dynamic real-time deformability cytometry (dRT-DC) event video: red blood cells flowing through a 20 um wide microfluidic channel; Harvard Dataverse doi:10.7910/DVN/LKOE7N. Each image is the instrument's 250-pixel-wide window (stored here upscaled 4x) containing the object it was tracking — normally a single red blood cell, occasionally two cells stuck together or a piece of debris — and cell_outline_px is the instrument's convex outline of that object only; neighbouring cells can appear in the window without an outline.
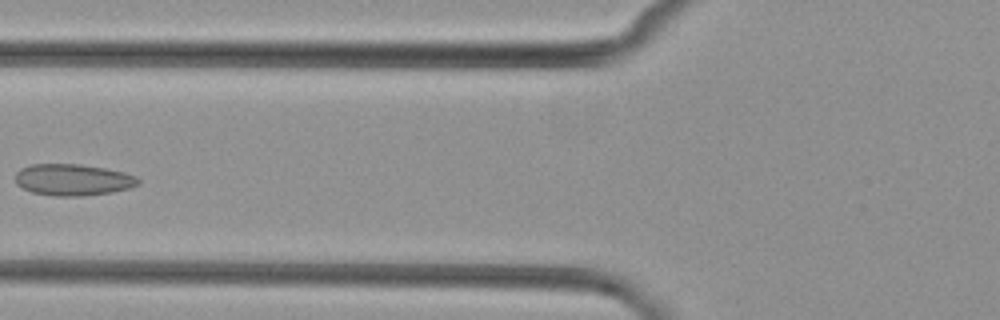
{"species": "common noctule bat (a hibernating species)", "species_latin": "Nyctalus noctula", "temperature_condition": "cold", "stored_images_in_passage": 5, "camera_frame_rate_fps": 3000, "um_per_image_px": 0.085, "animal": {"sex": "female", "body_mass_g": 29.2, "forearm_length_mm": 56.3}, "frame": {"image": 1, "passage_image": 4, "time_ms": 3.667, "image_size_px": [1000, 320], "cell_outline_px": [[140, 184], [128, 188], [112, 192], [80, 196], [52, 196], [32, 192], [16, 184], [16, 172], [20, 168], [32, 164], [80, 164], [104, 168], [124, 172], [136, 176], [140, 180]], "centroid_in_image_um": [6.2, 15.28], "position_along_channel_um": 119.6, "area_um2": 22.6}}
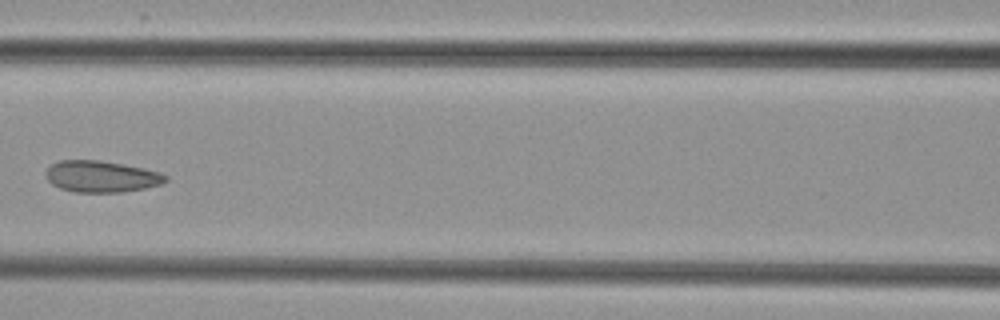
{"frame": {"image": 2, "passage_image": 5, "time_ms": 4.667, "image_size_px": [1000, 320], "cell_outline_px": [[168, 180], [160, 184], [144, 188], [120, 192], [76, 192], [60, 188], [52, 184], [44, 176], [44, 172], [52, 164], [60, 160], [100, 160], [124, 164], [144, 168], [160, 172], [168, 176]], "centroid_in_image_um": [8.6, 14.99], "position_along_channel_um": 158.0, "area_um2": 22.02}}